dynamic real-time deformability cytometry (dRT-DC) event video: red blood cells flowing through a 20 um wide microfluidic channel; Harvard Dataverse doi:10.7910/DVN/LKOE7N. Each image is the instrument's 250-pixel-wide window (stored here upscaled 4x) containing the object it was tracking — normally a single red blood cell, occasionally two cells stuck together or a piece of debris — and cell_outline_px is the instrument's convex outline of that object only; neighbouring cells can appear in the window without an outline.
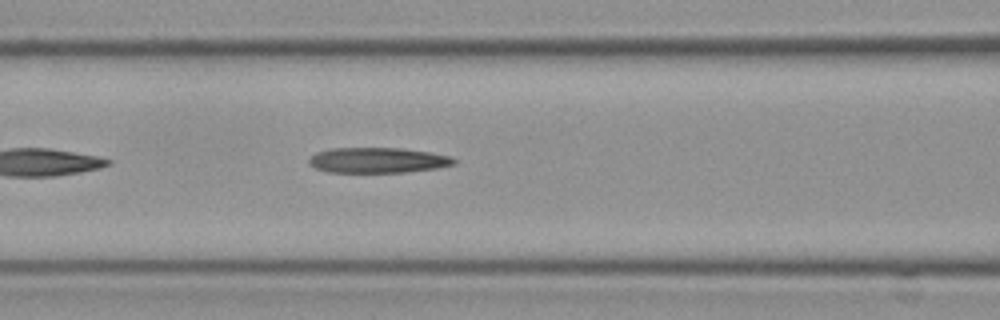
{"species": "Egyptian fruit bat (a non-hibernating species)", "species_latin": "Rousettus aegyptiacus", "temperature_condition": "cold", "stored_images_in_passage": 6, "camera_frame_rate_fps": 3000, "um_per_image_px": 0.085, "frame": {"image": 1, "passage_image": 6, "time_ms": 1.667, "image_size_px": [1000, 320], "cell_outline_px": [[456, 164], [436, 168], [404, 172], [328, 172], [316, 168], [308, 164], [308, 160], [316, 152], [332, 148], [400, 148], [428, 152], [448, 156], [456, 160]], "centroid_in_image_um": [32.07, 13.62], "position_along_channel_um": 134.5, "area_um2": 21.27}}